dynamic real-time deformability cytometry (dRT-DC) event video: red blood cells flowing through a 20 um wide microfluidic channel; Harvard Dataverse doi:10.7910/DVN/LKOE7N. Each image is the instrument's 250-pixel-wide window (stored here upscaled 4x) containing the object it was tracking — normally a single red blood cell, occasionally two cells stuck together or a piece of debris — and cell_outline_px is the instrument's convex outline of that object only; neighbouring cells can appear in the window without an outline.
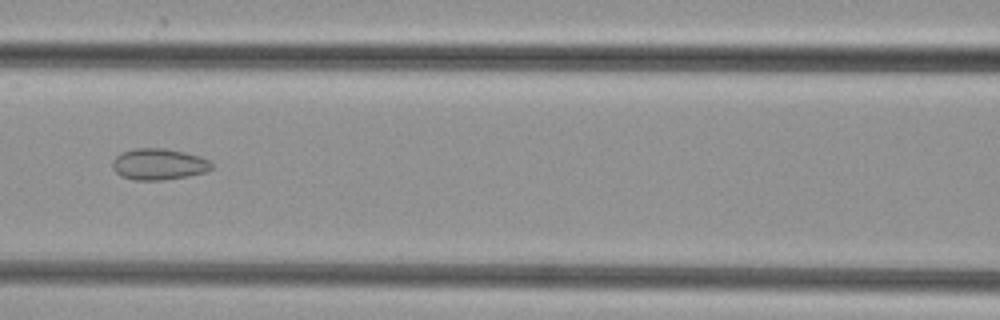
{"species": "common noctule bat (a hibernating species)", "species_latin": "Nyctalus noctula", "temperature_condition": "cold", "stored_images_in_passage": 46, "camera_frame_rate_fps": 3000, "um_per_image_px": 0.085, "animal": {"sex": "female", "body_mass_g": 29.2, "forearm_length_mm": 56.3}, "frame": {"image": 1, "passage_image": 22, "time_ms": 7.0, "image_size_px": [1000, 320], "cell_outline_px": [[212, 168], [204, 172], [188, 176], [164, 180], [132, 180], [120, 176], [112, 168], [112, 160], [120, 152], [136, 148], [164, 148], [184, 152], [200, 156], [208, 160], [212, 164]], "centroid_in_image_um": [13.45, 13.96], "position_along_channel_um": 153.2, "area_um2": 18.21}}
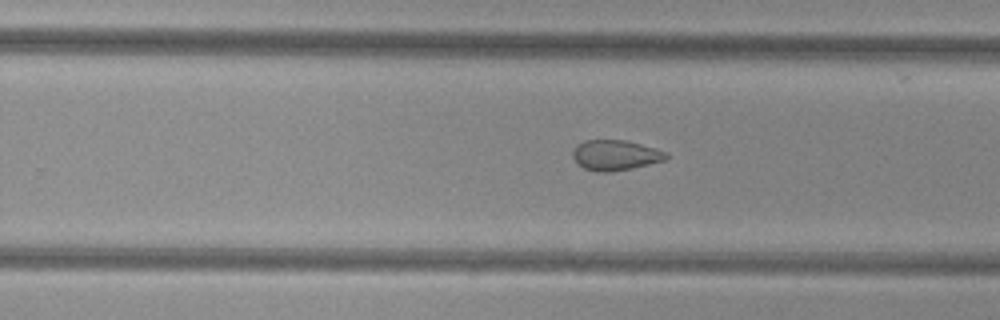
{"frame": {"image": 2, "passage_image": 31, "time_ms": 10.0, "image_size_px": [1000, 320], "cell_outline_px": [[668, 156], [664, 160], [632, 168], [612, 172], [596, 172], [584, 168], [572, 156], [572, 152], [584, 140], [624, 140], [656, 148], [668, 152]], "centroid_in_image_um": [52.33, 13.19], "position_along_channel_um": 277.5, "area_um2": 16.3}}
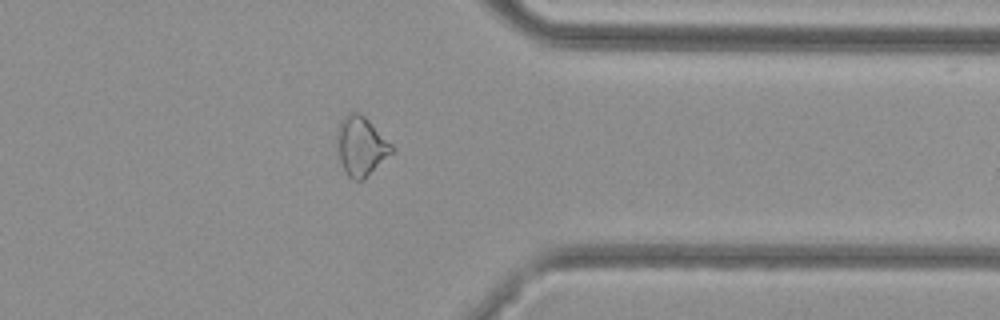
{"frame": {"image": 3, "passage_image": 39, "time_ms": 12.667, "image_size_px": [1000, 320], "cell_outline_px": [[396, 152], [364, 180], [352, 180], [348, 176], [340, 160], [336, 140], [336, 132], [340, 120], [348, 112], [356, 112], [364, 116], [396, 148]], "centroid_in_image_um": [30.72, 12.44], "position_along_channel_um": 380.7, "area_um2": 19.25}}